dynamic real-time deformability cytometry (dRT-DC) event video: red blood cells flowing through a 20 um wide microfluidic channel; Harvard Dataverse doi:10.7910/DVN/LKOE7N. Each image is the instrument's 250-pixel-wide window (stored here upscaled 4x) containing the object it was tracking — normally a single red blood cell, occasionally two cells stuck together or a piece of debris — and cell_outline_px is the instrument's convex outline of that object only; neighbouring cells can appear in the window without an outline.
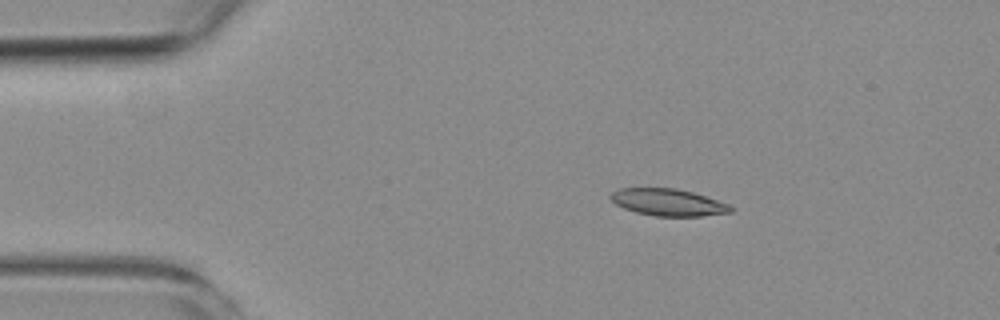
{"species": "common noctule bat (a hibernating species)", "species_latin": "Nyctalus noctula", "temperature_condition": "room temperature", "stored_images_in_passage": 3, "camera_frame_rate_fps": 3000, "um_per_image_px": 0.085, "animal": {"sex": "female", "body_mass_g": 19.3, "forearm_length_mm": 54.1}, "frame": {"image": 1, "passage_image": 1, "time_ms": 0.0, "image_size_px": [1000, 320], "cell_outline_px": [[732, 212], [700, 216], [656, 216], [636, 212], [624, 208], [616, 204], [608, 196], [612, 192], [620, 188], [676, 188], [692, 192], [728, 204], [732, 208]], "centroid_in_image_um": [56.75, 17.19], "position_along_channel_um": 28.2, "area_um2": 18.67}}